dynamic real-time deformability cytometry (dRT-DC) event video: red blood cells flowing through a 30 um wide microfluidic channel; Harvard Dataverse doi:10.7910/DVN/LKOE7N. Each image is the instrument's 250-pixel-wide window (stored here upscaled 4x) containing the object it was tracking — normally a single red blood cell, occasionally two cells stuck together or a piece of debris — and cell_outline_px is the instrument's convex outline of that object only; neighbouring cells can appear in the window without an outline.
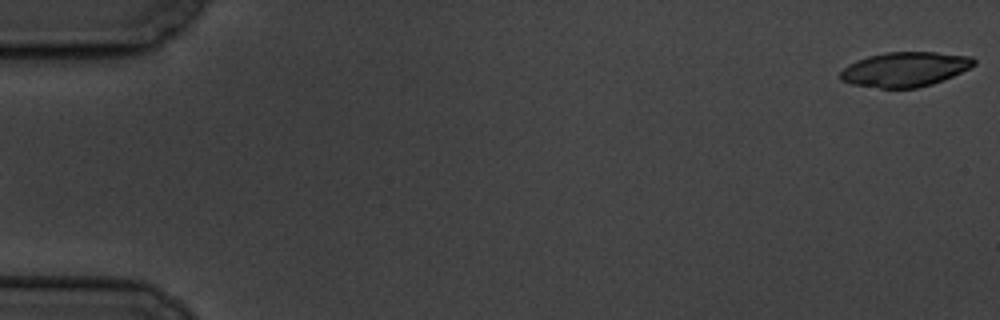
{"species": "common noctule bat (a hibernating species)", "species_latin": "Nyctalus noctula", "temperature_condition": "cold", "stored_images_in_passage": 6, "segment_of_instrument_passage": [2, 2], "camera_frame_rate_fps": 3000, "um_per_image_px": 0.085, "animal": {"sex": "male", "body_mass_g": 19.5, "forearm_length_mm": 54.6}, "frame": {"image": 1, "passage_image": 6, "time_ms": 5.667, "image_size_px": [1000, 320], "cell_outline_px": [[976, 64], [944, 80], [932, 84], [916, 88], [880, 88], [852, 84], [840, 80], [840, 72], [848, 64], [856, 60], [868, 56], [884, 52], [936, 52], [972, 56], [976, 60]], "centroid_in_image_um": [76.91, 5.88], "position_along_channel_um": 8.1, "area_um2": 27.05}}